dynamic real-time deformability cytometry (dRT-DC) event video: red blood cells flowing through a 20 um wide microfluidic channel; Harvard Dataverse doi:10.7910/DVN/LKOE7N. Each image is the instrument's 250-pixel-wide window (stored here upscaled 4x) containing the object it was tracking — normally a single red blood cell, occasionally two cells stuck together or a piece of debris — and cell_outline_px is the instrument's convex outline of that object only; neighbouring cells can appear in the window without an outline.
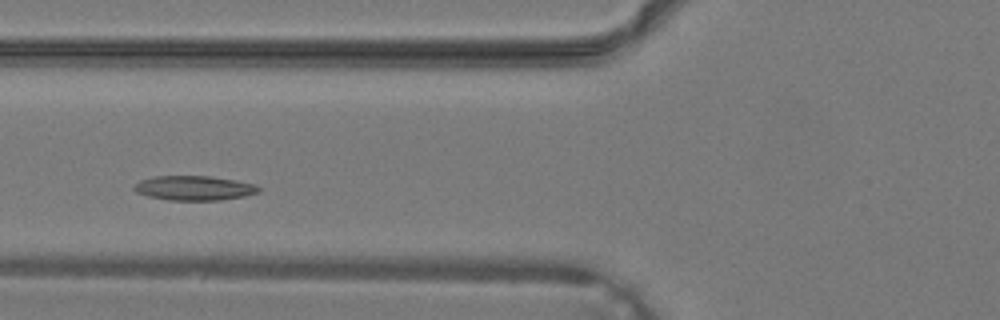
{"species": "common noctule bat (a hibernating species)", "species_latin": "Nyctalus noctula", "temperature_condition": "warm", "stored_images_in_passage": 33, "camera_frame_rate_fps": 3000, "um_per_image_px": 0.085, "animal": {"sex": "male", "body_mass_g": 19.2, "forearm_length_mm": 51.8}, "frame": {"image": 1, "passage_image": 8, "time_ms": 2.333, "image_size_px": [1000, 320], "cell_outline_px": [[260, 192], [244, 196], [220, 200], [168, 200], [148, 196], [136, 192], [132, 188], [140, 180], [156, 176], [208, 176], [256, 184], [260, 188]], "centroid_in_image_um": [16.5, 15.99], "position_along_channel_um": 109.3, "area_um2": 17.69}}
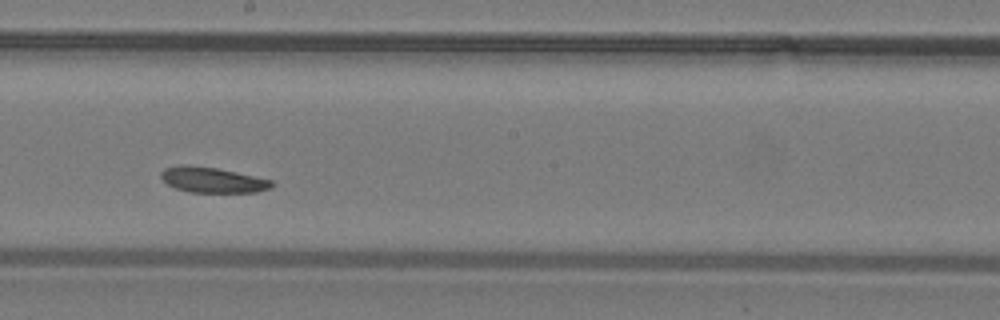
{"frame": {"image": 2, "passage_image": 15, "time_ms": 4.667, "image_size_px": [1000, 320], "cell_outline_px": [[276, 184], [272, 188], [256, 192], [188, 192], [176, 188], [168, 184], [160, 176], [160, 172], [164, 168], [184, 164], [216, 168], [236, 172], [272, 180]], "centroid_in_image_um": [18.08, 15.29], "position_along_channel_um": 230.1, "area_um2": 16.42}}
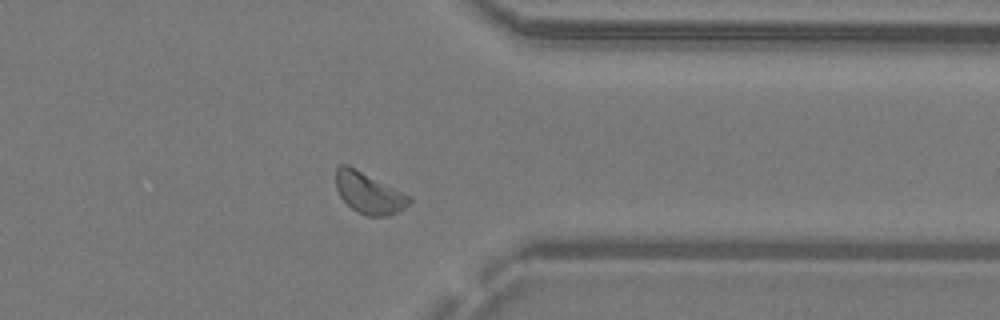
{"frame": {"image": 3, "passage_image": 24, "time_ms": 7.667, "image_size_px": [1000, 320], "cell_outline_px": [[412, 200], [404, 208], [388, 216], [368, 216], [356, 212], [340, 196], [336, 188], [336, 168], [340, 164], [348, 164], [412, 196]], "centroid_in_image_um": [31.36, 16.39], "position_along_channel_um": 380.0, "area_um2": 17.69}}